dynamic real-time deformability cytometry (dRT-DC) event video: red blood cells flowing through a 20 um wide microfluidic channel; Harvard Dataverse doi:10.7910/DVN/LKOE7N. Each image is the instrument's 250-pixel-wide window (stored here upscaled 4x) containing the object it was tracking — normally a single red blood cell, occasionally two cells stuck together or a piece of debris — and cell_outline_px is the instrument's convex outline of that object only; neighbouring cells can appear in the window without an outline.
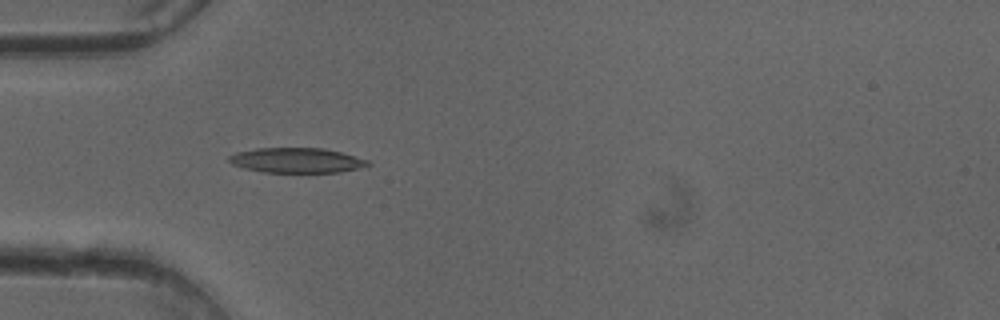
{"species": "common noctule bat (a hibernating species)", "species_latin": "Nyctalus noctula", "temperature_condition": "cold", "stored_images_in_passage": 36, "camera_frame_rate_fps": 3000, "um_per_image_px": 0.085, "animal": {"sex": "female"}, "frame": {"image": 1, "passage_image": 1, "time_ms": 0.0, "image_size_px": [1000, 320], "cell_outline_px": [[372, 164], [360, 168], [340, 172], [264, 172], [244, 168], [232, 164], [228, 160], [228, 156], [236, 152], [256, 148], [324, 148], [340, 152], [368, 160]], "centroid_in_image_um": [25.2, 13.62], "position_along_channel_um": 59.8, "area_um2": 20.17}}
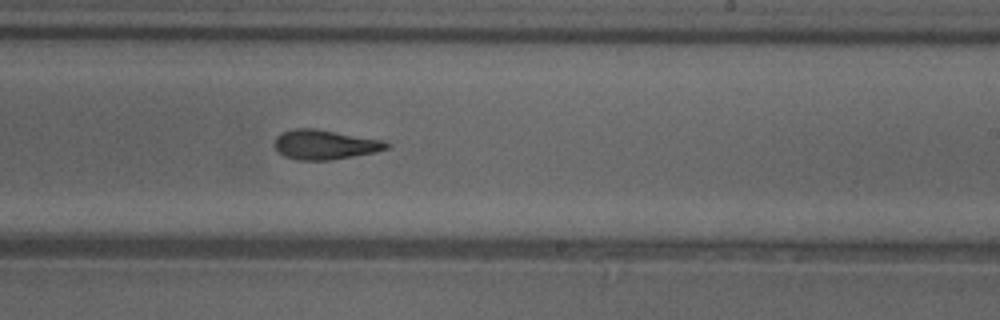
{"frame": {"image": 2, "passage_image": 16, "time_ms": 5.0, "image_size_px": [1000, 320], "cell_outline_px": [[392, 144], [388, 148], [376, 152], [332, 160], [296, 160], [284, 156], [272, 144], [276, 136], [280, 132], [296, 128], [316, 128], [384, 140]], "centroid_in_image_um": [27.61, 12.28], "position_along_channel_um": 261.4, "area_um2": 19.65}}
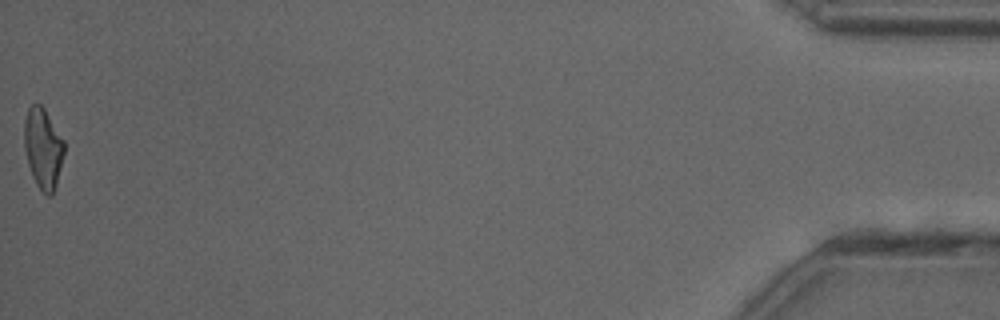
{"frame": {"image": 3, "passage_image": 36, "time_ms": 11.667, "image_size_px": [1000, 320], "cell_outline_px": [[64, 152], [56, 184], [52, 196], [48, 196], [36, 184], [32, 176], [28, 164], [24, 148], [24, 124], [28, 108], [32, 104], [40, 104], [44, 108], [64, 140]], "centroid_in_image_um": [3.65, 12.6], "position_along_channel_um": 431.6, "area_um2": 18.55}, "authors_computed_cell_mechanics": {"area_um2": 19.363, "velocity_mm_per_s": 4.0868, "shape_relaxation_time_tau1_ms": 5.7168, "shape_relaxation_time_tau2_ms": 3.2894, "deformation_change_tau1": 0.1723, "deformation_change_tau2": 0.1296}}